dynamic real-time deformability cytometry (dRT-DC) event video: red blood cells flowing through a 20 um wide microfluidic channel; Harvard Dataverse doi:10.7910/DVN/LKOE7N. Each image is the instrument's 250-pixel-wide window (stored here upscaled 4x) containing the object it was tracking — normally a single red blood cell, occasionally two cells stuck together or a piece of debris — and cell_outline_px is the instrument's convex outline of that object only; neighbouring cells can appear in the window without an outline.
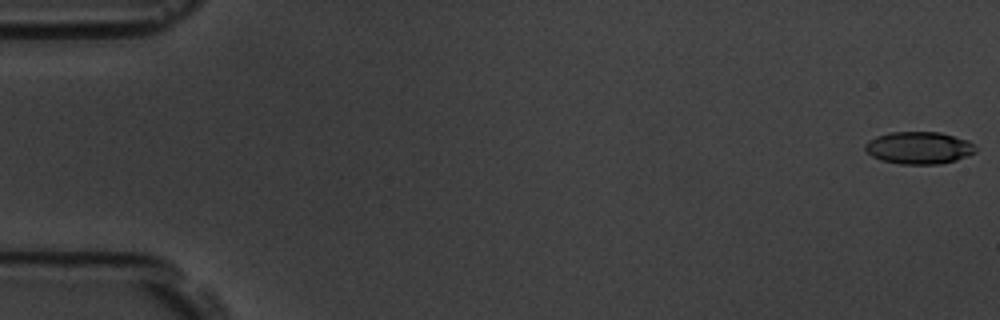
{"species": "common noctule bat (a hibernating species)", "species_latin": "Nyctalus noctula", "temperature_condition": "room temperature", "stored_images_in_passage": 46, "camera_frame_rate_fps": 3000, "um_per_image_px": 0.085, "animal": {"sex": "male", "body_mass_g": 19.5, "forearm_length_mm": 54.6}, "frame": {"image": 1, "passage_image": 1, "time_ms": 0.0, "image_size_px": [1000, 320], "cell_outline_px": [[976, 152], [968, 156], [956, 160], [940, 164], [900, 164], [880, 160], [872, 156], [864, 148], [864, 144], [868, 140], [876, 136], [888, 132], [940, 132], [968, 140], [976, 148]], "centroid_in_image_um": [78.09, 12.56], "position_along_channel_um": 6.9, "area_um2": 20.92}}
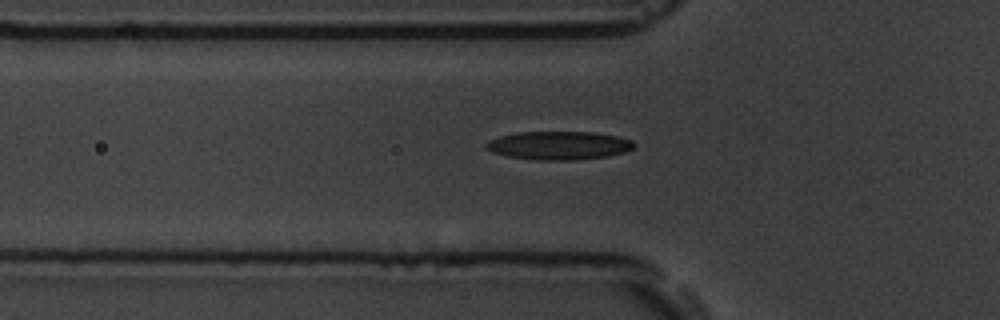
{"frame": {"image": 2, "passage_image": 20, "time_ms": 6.333, "image_size_px": [1000, 320], "cell_outline_px": [[636, 144], [632, 148], [624, 152], [604, 156], [572, 160], [540, 160], [508, 156], [492, 152], [484, 144], [488, 140], [500, 136], [516, 132], [592, 132], [616, 136], [632, 140]], "centroid_in_image_um": [47.48, 12.35], "position_along_channel_um": 78.3, "area_um2": 24.22}}
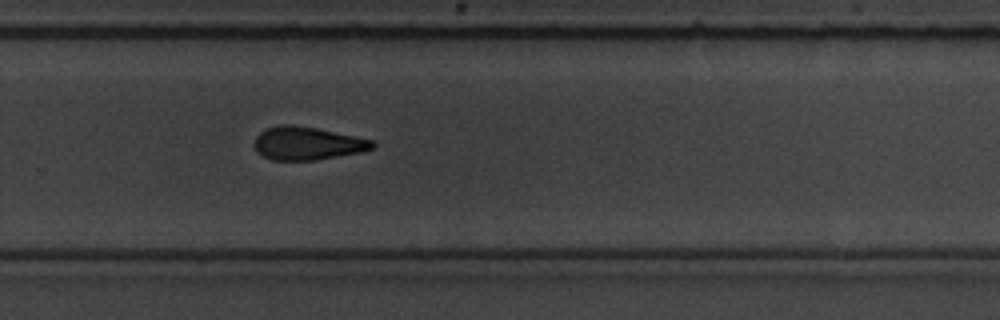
{"frame": {"image": 3, "passage_image": 39, "time_ms": 12.667, "image_size_px": [1000, 320], "cell_outline_px": [[376, 144], [372, 148], [360, 152], [316, 160], [272, 160], [256, 152], [256, 136], [260, 132], [268, 128], [284, 124], [288, 124], [316, 128], [372, 140]], "centroid_in_image_um": [26.11, 12.19], "position_along_channel_um": 303.7, "area_um2": 22.37}}